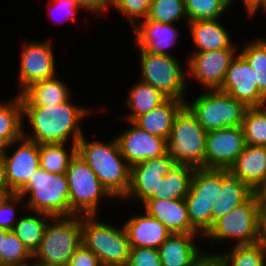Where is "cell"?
<instances>
[{"label":"cell","instance_id":"1","mask_svg":"<svg viewBox=\"0 0 266 266\" xmlns=\"http://www.w3.org/2000/svg\"><path fill=\"white\" fill-rule=\"evenodd\" d=\"M72 100L71 97L69 100L55 106H22L23 137L39 145L77 143L85 134L81 122L85 118L94 115V113L97 115L101 111V114L107 112L105 109L107 106H100L99 109L96 108L95 110L93 106L78 105ZM25 122H27V125ZM27 129L29 130L27 131Z\"/></svg>","mask_w":266,"mask_h":266},{"label":"cell","instance_id":"2","mask_svg":"<svg viewBox=\"0 0 266 266\" xmlns=\"http://www.w3.org/2000/svg\"><path fill=\"white\" fill-rule=\"evenodd\" d=\"M87 138L84 134L77 141V153L90 166L107 191L119 202L125 197L129 188L130 166L122 156L114 136L109 141Z\"/></svg>","mask_w":266,"mask_h":266},{"label":"cell","instance_id":"3","mask_svg":"<svg viewBox=\"0 0 266 266\" xmlns=\"http://www.w3.org/2000/svg\"><path fill=\"white\" fill-rule=\"evenodd\" d=\"M98 217L81 216L82 244L98 257L103 266H126L131 246L122 222L113 225Z\"/></svg>","mask_w":266,"mask_h":266},{"label":"cell","instance_id":"4","mask_svg":"<svg viewBox=\"0 0 266 266\" xmlns=\"http://www.w3.org/2000/svg\"><path fill=\"white\" fill-rule=\"evenodd\" d=\"M17 194L24 198L26 210L52 217L74 216L66 174L49 173L40 167Z\"/></svg>","mask_w":266,"mask_h":266},{"label":"cell","instance_id":"5","mask_svg":"<svg viewBox=\"0 0 266 266\" xmlns=\"http://www.w3.org/2000/svg\"><path fill=\"white\" fill-rule=\"evenodd\" d=\"M140 76L138 80L152 85L168 99L184 101L188 95L187 61L176 56L161 55L139 48ZM183 62V63H182Z\"/></svg>","mask_w":266,"mask_h":266},{"label":"cell","instance_id":"6","mask_svg":"<svg viewBox=\"0 0 266 266\" xmlns=\"http://www.w3.org/2000/svg\"><path fill=\"white\" fill-rule=\"evenodd\" d=\"M81 215L52 217L47 223L33 263L42 266H67L81 245Z\"/></svg>","mask_w":266,"mask_h":266},{"label":"cell","instance_id":"7","mask_svg":"<svg viewBox=\"0 0 266 266\" xmlns=\"http://www.w3.org/2000/svg\"><path fill=\"white\" fill-rule=\"evenodd\" d=\"M66 175L68 179L70 210L74 215L99 216L101 215L99 210L102 209V201L104 205L107 202V205H109L111 200L112 204L114 202V204L118 203L78 153L70 160Z\"/></svg>","mask_w":266,"mask_h":266},{"label":"cell","instance_id":"8","mask_svg":"<svg viewBox=\"0 0 266 266\" xmlns=\"http://www.w3.org/2000/svg\"><path fill=\"white\" fill-rule=\"evenodd\" d=\"M258 204L259 194L254 192L244 203L213 224L203 237L205 243L209 242L210 246H215L212 249L214 251L217 245L221 246L220 243L230 246L233 243L234 246L258 243Z\"/></svg>","mask_w":266,"mask_h":266},{"label":"cell","instance_id":"9","mask_svg":"<svg viewBox=\"0 0 266 266\" xmlns=\"http://www.w3.org/2000/svg\"><path fill=\"white\" fill-rule=\"evenodd\" d=\"M191 98H186L185 106L207 132L241 126L248 108L243 102L219 90H202L194 95L195 99Z\"/></svg>","mask_w":266,"mask_h":266},{"label":"cell","instance_id":"10","mask_svg":"<svg viewBox=\"0 0 266 266\" xmlns=\"http://www.w3.org/2000/svg\"><path fill=\"white\" fill-rule=\"evenodd\" d=\"M207 131L184 106L176 115L167 140L168 153L175 163L205 169Z\"/></svg>","mask_w":266,"mask_h":266},{"label":"cell","instance_id":"11","mask_svg":"<svg viewBox=\"0 0 266 266\" xmlns=\"http://www.w3.org/2000/svg\"><path fill=\"white\" fill-rule=\"evenodd\" d=\"M23 42L19 52V73L16 83L19 88L17 94L35 82L51 79L59 74L54 57L53 39L47 38L45 41L23 40Z\"/></svg>","mask_w":266,"mask_h":266},{"label":"cell","instance_id":"12","mask_svg":"<svg viewBox=\"0 0 266 266\" xmlns=\"http://www.w3.org/2000/svg\"><path fill=\"white\" fill-rule=\"evenodd\" d=\"M174 164V159L167 152L131 166L129 188L125 197L118 202L120 206H126L125 202H135L140 207L148 199H158V186Z\"/></svg>","mask_w":266,"mask_h":266},{"label":"cell","instance_id":"13","mask_svg":"<svg viewBox=\"0 0 266 266\" xmlns=\"http://www.w3.org/2000/svg\"><path fill=\"white\" fill-rule=\"evenodd\" d=\"M239 48H223L214 51L190 53L187 61V82L195 81L201 90H219L231 61Z\"/></svg>","mask_w":266,"mask_h":266},{"label":"cell","instance_id":"14","mask_svg":"<svg viewBox=\"0 0 266 266\" xmlns=\"http://www.w3.org/2000/svg\"><path fill=\"white\" fill-rule=\"evenodd\" d=\"M39 149V144L24 137L8 145L4 158L6 183L11 193L17 194L40 168Z\"/></svg>","mask_w":266,"mask_h":266},{"label":"cell","instance_id":"15","mask_svg":"<svg viewBox=\"0 0 266 266\" xmlns=\"http://www.w3.org/2000/svg\"><path fill=\"white\" fill-rule=\"evenodd\" d=\"M241 126L207 132L205 169L229 170L245 147Z\"/></svg>","mask_w":266,"mask_h":266},{"label":"cell","instance_id":"16","mask_svg":"<svg viewBox=\"0 0 266 266\" xmlns=\"http://www.w3.org/2000/svg\"><path fill=\"white\" fill-rule=\"evenodd\" d=\"M123 122L127 123L128 127L115 138L122 156L130 167L168 152L167 139L152 135L131 121Z\"/></svg>","mask_w":266,"mask_h":266},{"label":"cell","instance_id":"17","mask_svg":"<svg viewBox=\"0 0 266 266\" xmlns=\"http://www.w3.org/2000/svg\"><path fill=\"white\" fill-rule=\"evenodd\" d=\"M219 91L243 102L247 107H258L266 99L258 89L254 69L239 53L231 61Z\"/></svg>","mask_w":266,"mask_h":266},{"label":"cell","instance_id":"18","mask_svg":"<svg viewBox=\"0 0 266 266\" xmlns=\"http://www.w3.org/2000/svg\"><path fill=\"white\" fill-rule=\"evenodd\" d=\"M177 26L155 20H141L132 29L134 36L131 40L134 42L133 44L148 52L175 56L170 48L172 49L176 44H179L180 31Z\"/></svg>","mask_w":266,"mask_h":266},{"label":"cell","instance_id":"19","mask_svg":"<svg viewBox=\"0 0 266 266\" xmlns=\"http://www.w3.org/2000/svg\"><path fill=\"white\" fill-rule=\"evenodd\" d=\"M122 222L127 233L131 248L157 249L171 235L170 231L156 218L151 217L140 207ZM141 212V213H140ZM138 213V214H137Z\"/></svg>","mask_w":266,"mask_h":266},{"label":"cell","instance_id":"20","mask_svg":"<svg viewBox=\"0 0 266 266\" xmlns=\"http://www.w3.org/2000/svg\"><path fill=\"white\" fill-rule=\"evenodd\" d=\"M140 207L159 220L171 234H200L191 225L185 199H148Z\"/></svg>","mask_w":266,"mask_h":266},{"label":"cell","instance_id":"21","mask_svg":"<svg viewBox=\"0 0 266 266\" xmlns=\"http://www.w3.org/2000/svg\"><path fill=\"white\" fill-rule=\"evenodd\" d=\"M188 31H190L191 41L194 49L189 53H199L206 51H214L223 48H238L233 35L226 29L221 19L215 20H198L188 22Z\"/></svg>","mask_w":266,"mask_h":266},{"label":"cell","instance_id":"22","mask_svg":"<svg viewBox=\"0 0 266 266\" xmlns=\"http://www.w3.org/2000/svg\"><path fill=\"white\" fill-rule=\"evenodd\" d=\"M228 171L258 192L266 183V147L245 145Z\"/></svg>","mask_w":266,"mask_h":266},{"label":"cell","instance_id":"23","mask_svg":"<svg viewBox=\"0 0 266 266\" xmlns=\"http://www.w3.org/2000/svg\"><path fill=\"white\" fill-rule=\"evenodd\" d=\"M201 234H171L158 248L162 266H189L204 250ZM198 241V242H197Z\"/></svg>","mask_w":266,"mask_h":266},{"label":"cell","instance_id":"24","mask_svg":"<svg viewBox=\"0 0 266 266\" xmlns=\"http://www.w3.org/2000/svg\"><path fill=\"white\" fill-rule=\"evenodd\" d=\"M71 86L58 75L29 85L20 93L22 106L58 105L69 100L72 95Z\"/></svg>","mask_w":266,"mask_h":266},{"label":"cell","instance_id":"25","mask_svg":"<svg viewBox=\"0 0 266 266\" xmlns=\"http://www.w3.org/2000/svg\"><path fill=\"white\" fill-rule=\"evenodd\" d=\"M127 92L128 95L124 98L123 106L129 110H127L125 115H121L120 112L121 117H117L120 121L133 122L137 117L157 108L168 99L152 85L143 83L138 79L130 86Z\"/></svg>","mask_w":266,"mask_h":266},{"label":"cell","instance_id":"26","mask_svg":"<svg viewBox=\"0 0 266 266\" xmlns=\"http://www.w3.org/2000/svg\"><path fill=\"white\" fill-rule=\"evenodd\" d=\"M254 191L228 170H222V187L219 199L212 208V226L221 217L244 203Z\"/></svg>","mask_w":266,"mask_h":266},{"label":"cell","instance_id":"27","mask_svg":"<svg viewBox=\"0 0 266 266\" xmlns=\"http://www.w3.org/2000/svg\"><path fill=\"white\" fill-rule=\"evenodd\" d=\"M184 106V101L167 99L157 108L137 117L133 123L152 135L168 140L174 118Z\"/></svg>","mask_w":266,"mask_h":266},{"label":"cell","instance_id":"28","mask_svg":"<svg viewBox=\"0 0 266 266\" xmlns=\"http://www.w3.org/2000/svg\"><path fill=\"white\" fill-rule=\"evenodd\" d=\"M51 218L46 213L25 210L15 224L12 231L32 255L39 248L45 227Z\"/></svg>","mask_w":266,"mask_h":266},{"label":"cell","instance_id":"29","mask_svg":"<svg viewBox=\"0 0 266 266\" xmlns=\"http://www.w3.org/2000/svg\"><path fill=\"white\" fill-rule=\"evenodd\" d=\"M16 95V96H15ZM23 137V107L20 94L0 100V138L8 145Z\"/></svg>","mask_w":266,"mask_h":266},{"label":"cell","instance_id":"30","mask_svg":"<svg viewBox=\"0 0 266 266\" xmlns=\"http://www.w3.org/2000/svg\"><path fill=\"white\" fill-rule=\"evenodd\" d=\"M195 168L175 163L158 186V199H185Z\"/></svg>","mask_w":266,"mask_h":266},{"label":"cell","instance_id":"31","mask_svg":"<svg viewBox=\"0 0 266 266\" xmlns=\"http://www.w3.org/2000/svg\"><path fill=\"white\" fill-rule=\"evenodd\" d=\"M76 153L77 143L40 144V167L49 173L66 174Z\"/></svg>","mask_w":266,"mask_h":266},{"label":"cell","instance_id":"32","mask_svg":"<svg viewBox=\"0 0 266 266\" xmlns=\"http://www.w3.org/2000/svg\"><path fill=\"white\" fill-rule=\"evenodd\" d=\"M225 250H218L224 266H266V245L263 243L232 245Z\"/></svg>","mask_w":266,"mask_h":266},{"label":"cell","instance_id":"33","mask_svg":"<svg viewBox=\"0 0 266 266\" xmlns=\"http://www.w3.org/2000/svg\"><path fill=\"white\" fill-rule=\"evenodd\" d=\"M244 43L239 54L254 69L258 89L266 96V39L262 34Z\"/></svg>","mask_w":266,"mask_h":266},{"label":"cell","instance_id":"34","mask_svg":"<svg viewBox=\"0 0 266 266\" xmlns=\"http://www.w3.org/2000/svg\"><path fill=\"white\" fill-rule=\"evenodd\" d=\"M222 187V170L195 169L186 197L219 198Z\"/></svg>","mask_w":266,"mask_h":266},{"label":"cell","instance_id":"35","mask_svg":"<svg viewBox=\"0 0 266 266\" xmlns=\"http://www.w3.org/2000/svg\"><path fill=\"white\" fill-rule=\"evenodd\" d=\"M232 4L228 0H185V11L188 22L198 20L221 19L228 15ZM227 11L228 14H225Z\"/></svg>","mask_w":266,"mask_h":266},{"label":"cell","instance_id":"36","mask_svg":"<svg viewBox=\"0 0 266 266\" xmlns=\"http://www.w3.org/2000/svg\"><path fill=\"white\" fill-rule=\"evenodd\" d=\"M219 198L185 197L191 225L204 237L212 228V208Z\"/></svg>","mask_w":266,"mask_h":266},{"label":"cell","instance_id":"37","mask_svg":"<svg viewBox=\"0 0 266 266\" xmlns=\"http://www.w3.org/2000/svg\"><path fill=\"white\" fill-rule=\"evenodd\" d=\"M144 20L167 24H180L179 22L182 23L184 20V25H188L185 0H152L149 13Z\"/></svg>","mask_w":266,"mask_h":266},{"label":"cell","instance_id":"38","mask_svg":"<svg viewBox=\"0 0 266 266\" xmlns=\"http://www.w3.org/2000/svg\"><path fill=\"white\" fill-rule=\"evenodd\" d=\"M33 255L11 230L6 233L0 249V266H30Z\"/></svg>","mask_w":266,"mask_h":266},{"label":"cell","instance_id":"39","mask_svg":"<svg viewBox=\"0 0 266 266\" xmlns=\"http://www.w3.org/2000/svg\"><path fill=\"white\" fill-rule=\"evenodd\" d=\"M246 145L266 147V115L259 107H248L241 124Z\"/></svg>","mask_w":266,"mask_h":266},{"label":"cell","instance_id":"40","mask_svg":"<svg viewBox=\"0 0 266 266\" xmlns=\"http://www.w3.org/2000/svg\"><path fill=\"white\" fill-rule=\"evenodd\" d=\"M152 0H111V9L118 11L133 29L144 20L150 10Z\"/></svg>","mask_w":266,"mask_h":266},{"label":"cell","instance_id":"41","mask_svg":"<svg viewBox=\"0 0 266 266\" xmlns=\"http://www.w3.org/2000/svg\"><path fill=\"white\" fill-rule=\"evenodd\" d=\"M25 210V200L19 194L11 193L6 199L0 200V227L8 231L13 230Z\"/></svg>","mask_w":266,"mask_h":266},{"label":"cell","instance_id":"42","mask_svg":"<svg viewBox=\"0 0 266 266\" xmlns=\"http://www.w3.org/2000/svg\"><path fill=\"white\" fill-rule=\"evenodd\" d=\"M46 9H47V16L51 17L58 15V17L61 14V17L63 16L64 19H62L63 23L68 21H74L78 19L79 12L84 10L80 7L77 0H48L46 3ZM57 17V18H58ZM54 18V17H53ZM51 17V19H53ZM56 18V20H57ZM55 19V18H54ZM54 22V20H52ZM60 20V22L62 23ZM57 22V21H55Z\"/></svg>","mask_w":266,"mask_h":266},{"label":"cell","instance_id":"43","mask_svg":"<svg viewBox=\"0 0 266 266\" xmlns=\"http://www.w3.org/2000/svg\"><path fill=\"white\" fill-rule=\"evenodd\" d=\"M126 266H162L159 251L154 248H131Z\"/></svg>","mask_w":266,"mask_h":266},{"label":"cell","instance_id":"44","mask_svg":"<svg viewBox=\"0 0 266 266\" xmlns=\"http://www.w3.org/2000/svg\"><path fill=\"white\" fill-rule=\"evenodd\" d=\"M67 266H103L98 257L82 243L72 255Z\"/></svg>","mask_w":266,"mask_h":266},{"label":"cell","instance_id":"45","mask_svg":"<svg viewBox=\"0 0 266 266\" xmlns=\"http://www.w3.org/2000/svg\"><path fill=\"white\" fill-rule=\"evenodd\" d=\"M80 7L87 13H93L95 16H107V11L111 9V0H77ZM106 14V15H105Z\"/></svg>","mask_w":266,"mask_h":266},{"label":"cell","instance_id":"46","mask_svg":"<svg viewBox=\"0 0 266 266\" xmlns=\"http://www.w3.org/2000/svg\"><path fill=\"white\" fill-rule=\"evenodd\" d=\"M209 250L205 248L189 266H224L220 253Z\"/></svg>","mask_w":266,"mask_h":266},{"label":"cell","instance_id":"47","mask_svg":"<svg viewBox=\"0 0 266 266\" xmlns=\"http://www.w3.org/2000/svg\"><path fill=\"white\" fill-rule=\"evenodd\" d=\"M258 236L259 242L266 245V203L260 197L258 204Z\"/></svg>","mask_w":266,"mask_h":266},{"label":"cell","instance_id":"48","mask_svg":"<svg viewBox=\"0 0 266 266\" xmlns=\"http://www.w3.org/2000/svg\"><path fill=\"white\" fill-rule=\"evenodd\" d=\"M264 0H240V3H243V8L246 11L247 18L256 10V8L263 2Z\"/></svg>","mask_w":266,"mask_h":266},{"label":"cell","instance_id":"49","mask_svg":"<svg viewBox=\"0 0 266 266\" xmlns=\"http://www.w3.org/2000/svg\"><path fill=\"white\" fill-rule=\"evenodd\" d=\"M0 183H3L7 186L6 183V169H5V158L0 156Z\"/></svg>","mask_w":266,"mask_h":266},{"label":"cell","instance_id":"50","mask_svg":"<svg viewBox=\"0 0 266 266\" xmlns=\"http://www.w3.org/2000/svg\"><path fill=\"white\" fill-rule=\"evenodd\" d=\"M260 10L264 12L265 17H266V0H264L247 19H249V20H253V18L255 19L256 15L259 16L257 13Z\"/></svg>","mask_w":266,"mask_h":266},{"label":"cell","instance_id":"51","mask_svg":"<svg viewBox=\"0 0 266 266\" xmlns=\"http://www.w3.org/2000/svg\"><path fill=\"white\" fill-rule=\"evenodd\" d=\"M10 194L11 192L8 187L5 184L0 183V200L6 199Z\"/></svg>","mask_w":266,"mask_h":266},{"label":"cell","instance_id":"52","mask_svg":"<svg viewBox=\"0 0 266 266\" xmlns=\"http://www.w3.org/2000/svg\"><path fill=\"white\" fill-rule=\"evenodd\" d=\"M8 144L0 138V156H4L7 151Z\"/></svg>","mask_w":266,"mask_h":266},{"label":"cell","instance_id":"53","mask_svg":"<svg viewBox=\"0 0 266 266\" xmlns=\"http://www.w3.org/2000/svg\"><path fill=\"white\" fill-rule=\"evenodd\" d=\"M259 197L266 203V183L258 191Z\"/></svg>","mask_w":266,"mask_h":266},{"label":"cell","instance_id":"54","mask_svg":"<svg viewBox=\"0 0 266 266\" xmlns=\"http://www.w3.org/2000/svg\"><path fill=\"white\" fill-rule=\"evenodd\" d=\"M7 232L8 230L2 229L0 227V249H1L2 240H4Z\"/></svg>","mask_w":266,"mask_h":266},{"label":"cell","instance_id":"55","mask_svg":"<svg viewBox=\"0 0 266 266\" xmlns=\"http://www.w3.org/2000/svg\"><path fill=\"white\" fill-rule=\"evenodd\" d=\"M266 115V99L258 106Z\"/></svg>","mask_w":266,"mask_h":266},{"label":"cell","instance_id":"56","mask_svg":"<svg viewBox=\"0 0 266 266\" xmlns=\"http://www.w3.org/2000/svg\"><path fill=\"white\" fill-rule=\"evenodd\" d=\"M231 4H232V6L234 5V2L236 1V0H228Z\"/></svg>","mask_w":266,"mask_h":266},{"label":"cell","instance_id":"57","mask_svg":"<svg viewBox=\"0 0 266 266\" xmlns=\"http://www.w3.org/2000/svg\"><path fill=\"white\" fill-rule=\"evenodd\" d=\"M30 266H42V265H38V264L32 263Z\"/></svg>","mask_w":266,"mask_h":266}]
</instances>
